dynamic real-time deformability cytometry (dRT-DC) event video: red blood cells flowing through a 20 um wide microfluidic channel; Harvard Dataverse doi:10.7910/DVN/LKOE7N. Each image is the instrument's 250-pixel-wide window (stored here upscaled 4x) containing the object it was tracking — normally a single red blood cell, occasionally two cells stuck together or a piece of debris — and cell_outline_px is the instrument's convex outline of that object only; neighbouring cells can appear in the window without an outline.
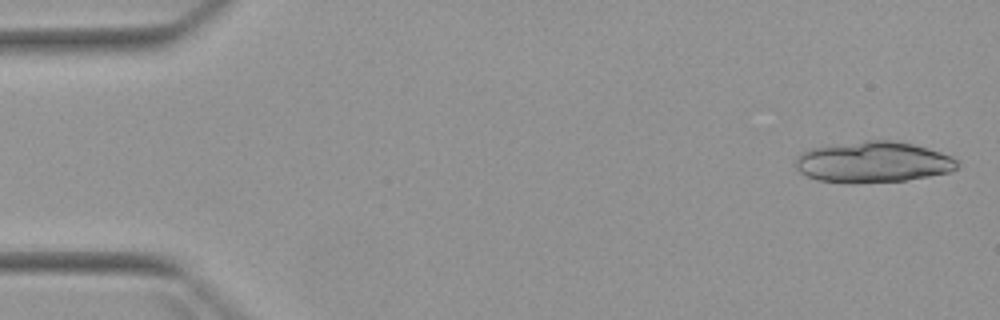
{"species": "Egyptian fruit bat (a non-hibernating species)", "species_latin": "Rousettus aegyptiacus", "temperature_condition": "warm", "stored_images_in_passage": 5, "camera_frame_rate_fps": 3000, "um_per_image_px": 0.085, "animal": {"sex": "female"}, "frame": {"image": 1, "passage_image": 1, "time_ms": 0.0, "image_size_px": [1000, 320], "cell_outline_px": [[960, 164], [956, 168], [948, 172], [928, 176], [904, 180], [856, 184], [848, 184], [816, 180], [800, 172], [792, 164], [800, 152], [812, 148], [868, 140], [888, 140], [912, 144], [940, 152], [952, 156]], "centroid_in_image_um": [74.15, 13.79], "position_along_channel_um": 10.8, "area_um2": 38.73}}